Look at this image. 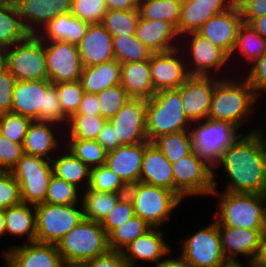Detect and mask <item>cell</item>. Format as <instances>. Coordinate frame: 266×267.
<instances>
[{
    "mask_svg": "<svg viewBox=\"0 0 266 267\" xmlns=\"http://www.w3.org/2000/svg\"><path fill=\"white\" fill-rule=\"evenodd\" d=\"M70 154L58 157L52 162L53 175L79 187L82 179L87 178V187L90 182V168L81 160L76 158L72 152Z\"/></svg>",
    "mask_w": 266,
    "mask_h": 267,
    "instance_id": "74e56055",
    "label": "cell"
},
{
    "mask_svg": "<svg viewBox=\"0 0 266 267\" xmlns=\"http://www.w3.org/2000/svg\"><path fill=\"white\" fill-rule=\"evenodd\" d=\"M82 198L83 216L86 219L102 223L119 199L127 193H110L91 190L86 187Z\"/></svg>",
    "mask_w": 266,
    "mask_h": 267,
    "instance_id": "e575fe53",
    "label": "cell"
},
{
    "mask_svg": "<svg viewBox=\"0 0 266 267\" xmlns=\"http://www.w3.org/2000/svg\"><path fill=\"white\" fill-rule=\"evenodd\" d=\"M44 158L24 154L10 171L19 183L23 203L37 205L45 202L53 175L52 164Z\"/></svg>",
    "mask_w": 266,
    "mask_h": 267,
    "instance_id": "9c48e42d",
    "label": "cell"
},
{
    "mask_svg": "<svg viewBox=\"0 0 266 267\" xmlns=\"http://www.w3.org/2000/svg\"><path fill=\"white\" fill-rule=\"evenodd\" d=\"M243 23L248 24L254 18L266 15V0H237Z\"/></svg>",
    "mask_w": 266,
    "mask_h": 267,
    "instance_id": "680465c9",
    "label": "cell"
},
{
    "mask_svg": "<svg viewBox=\"0 0 266 267\" xmlns=\"http://www.w3.org/2000/svg\"><path fill=\"white\" fill-rule=\"evenodd\" d=\"M238 128L226 121L207 118L191 132L193 150L214 166L224 151L241 136L236 132Z\"/></svg>",
    "mask_w": 266,
    "mask_h": 267,
    "instance_id": "8fae6325",
    "label": "cell"
},
{
    "mask_svg": "<svg viewBox=\"0 0 266 267\" xmlns=\"http://www.w3.org/2000/svg\"><path fill=\"white\" fill-rule=\"evenodd\" d=\"M97 97L101 116L106 120L111 119L130 98L120 84L106 88Z\"/></svg>",
    "mask_w": 266,
    "mask_h": 267,
    "instance_id": "bcb514c9",
    "label": "cell"
},
{
    "mask_svg": "<svg viewBox=\"0 0 266 267\" xmlns=\"http://www.w3.org/2000/svg\"><path fill=\"white\" fill-rule=\"evenodd\" d=\"M188 121L178 89L159 91L147 100L146 136L149 142L166 134L186 131Z\"/></svg>",
    "mask_w": 266,
    "mask_h": 267,
    "instance_id": "277c9868",
    "label": "cell"
},
{
    "mask_svg": "<svg viewBox=\"0 0 266 267\" xmlns=\"http://www.w3.org/2000/svg\"><path fill=\"white\" fill-rule=\"evenodd\" d=\"M221 247L228 262H237L238 254L250 256L253 262L258 254L262 234L266 229H247L218 226Z\"/></svg>",
    "mask_w": 266,
    "mask_h": 267,
    "instance_id": "ac0fdd59",
    "label": "cell"
},
{
    "mask_svg": "<svg viewBox=\"0 0 266 267\" xmlns=\"http://www.w3.org/2000/svg\"><path fill=\"white\" fill-rule=\"evenodd\" d=\"M107 10H138L139 0H105Z\"/></svg>",
    "mask_w": 266,
    "mask_h": 267,
    "instance_id": "be15d7a7",
    "label": "cell"
},
{
    "mask_svg": "<svg viewBox=\"0 0 266 267\" xmlns=\"http://www.w3.org/2000/svg\"><path fill=\"white\" fill-rule=\"evenodd\" d=\"M181 3L172 0H139L138 10L141 18L169 22L178 33Z\"/></svg>",
    "mask_w": 266,
    "mask_h": 267,
    "instance_id": "d590c367",
    "label": "cell"
},
{
    "mask_svg": "<svg viewBox=\"0 0 266 267\" xmlns=\"http://www.w3.org/2000/svg\"><path fill=\"white\" fill-rule=\"evenodd\" d=\"M219 201L218 226L266 229V194L224 191Z\"/></svg>",
    "mask_w": 266,
    "mask_h": 267,
    "instance_id": "5b68a950",
    "label": "cell"
},
{
    "mask_svg": "<svg viewBox=\"0 0 266 267\" xmlns=\"http://www.w3.org/2000/svg\"><path fill=\"white\" fill-rule=\"evenodd\" d=\"M175 53L177 47L171 51L153 53L149 59L151 82L155 93L178 89L190 77L182 62L173 56Z\"/></svg>",
    "mask_w": 266,
    "mask_h": 267,
    "instance_id": "e0dca14e",
    "label": "cell"
},
{
    "mask_svg": "<svg viewBox=\"0 0 266 267\" xmlns=\"http://www.w3.org/2000/svg\"><path fill=\"white\" fill-rule=\"evenodd\" d=\"M20 187L10 171L0 172V210L20 204Z\"/></svg>",
    "mask_w": 266,
    "mask_h": 267,
    "instance_id": "db71d44e",
    "label": "cell"
},
{
    "mask_svg": "<svg viewBox=\"0 0 266 267\" xmlns=\"http://www.w3.org/2000/svg\"><path fill=\"white\" fill-rule=\"evenodd\" d=\"M153 143L170 163L176 162L193 151L191 133H187V130L160 136Z\"/></svg>",
    "mask_w": 266,
    "mask_h": 267,
    "instance_id": "60d3db41",
    "label": "cell"
},
{
    "mask_svg": "<svg viewBox=\"0 0 266 267\" xmlns=\"http://www.w3.org/2000/svg\"><path fill=\"white\" fill-rule=\"evenodd\" d=\"M139 19V10H107L101 24L112 37H129L135 35Z\"/></svg>",
    "mask_w": 266,
    "mask_h": 267,
    "instance_id": "f35d334b",
    "label": "cell"
},
{
    "mask_svg": "<svg viewBox=\"0 0 266 267\" xmlns=\"http://www.w3.org/2000/svg\"><path fill=\"white\" fill-rule=\"evenodd\" d=\"M82 267H129L122 252L109 250L106 254L90 259Z\"/></svg>",
    "mask_w": 266,
    "mask_h": 267,
    "instance_id": "91938a15",
    "label": "cell"
},
{
    "mask_svg": "<svg viewBox=\"0 0 266 267\" xmlns=\"http://www.w3.org/2000/svg\"><path fill=\"white\" fill-rule=\"evenodd\" d=\"M253 63L254 65L251 67L246 79L252 86L256 96H259V90H266V53Z\"/></svg>",
    "mask_w": 266,
    "mask_h": 267,
    "instance_id": "6f0895ef",
    "label": "cell"
},
{
    "mask_svg": "<svg viewBox=\"0 0 266 267\" xmlns=\"http://www.w3.org/2000/svg\"><path fill=\"white\" fill-rule=\"evenodd\" d=\"M152 227L139 216L134 215L131 219L114 228L108 236V246L112 251H122L128 244L139 236L144 235Z\"/></svg>",
    "mask_w": 266,
    "mask_h": 267,
    "instance_id": "8d00e7d4",
    "label": "cell"
},
{
    "mask_svg": "<svg viewBox=\"0 0 266 267\" xmlns=\"http://www.w3.org/2000/svg\"><path fill=\"white\" fill-rule=\"evenodd\" d=\"M237 48L243 56L255 62L266 53V39L258 35L248 24L243 23L238 30L234 51Z\"/></svg>",
    "mask_w": 266,
    "mask_h": 267,
    "instance_id": "b9f144b4",
    "label": "cell"
},
{
    "mask_svg": "<svg viewBox=\"0 0 266 267\" xmlns=\"http://www.w3.org/2000/svg\"><path fill=\"white\" fill-rule=\"evenodd\" d=\"M6 232L4 210H0V235Z\"/></svg>",
    "mask_w": 266,
    "mask_h": 267,
    "instance_id": "89a4df30",
    "label": "cell"
},
{
    "mask_svg": "<svg viewBox=\"0 0 266 267\" xmlns=\"http://www.w3.org/2000/svg\"><path fill=\"white\" fill-rule=\"evenodd\" d=\"M7 263L5 267H15L8 259H6Z\"/></svg>",
    "mask_w": 266,
    "mask_h": 267,
    "instance_id": "8c879c8a",
    "label": "cell"
},
{
    "mask_svg": "<svg viewBox=\"0 0 266 267\" xmlns=\"http://www.w3.org/2000/svg\"><path fill=\"white\" fill-rule=\"evenodd\" d=\"M77 187L52 175L44 203L70 205L77 204Z\"/></svg>",
    "mask_w": 266,
    "mask_h": 267,
    "instance_id": "f907efd6",
    "label": "cell"
},
{
    "mask_svg": "<svg viewBox=\"0 0 266 267\" xmlns=\"http://www.w3.org/2000/svg\"><path fill=\"white\" fill-rule=\"evenodd\" d=\"M48 80L52 84L80 80L83 65L76 44L51 41L44 46Z\"/></svg>",
    "mask_w": 266,
    "mask_h": 267,
    "instance_id": "5bb4252c",
    "label": "cell"
},
{
    "mask_svg": "<svg viewBox=\"0 0 266 267\" xmlns=\"http://www.w3.org/2000/svg\"><path fill=\"white\" fill-rule=\"evenodd\" d=\"M107 12L105 0H72L71 14L82 21L92 24H101Z\"/></svg>",
    "mask_w": 266,
    "mask_h": 267,
    "instance_id": "681fc988",
    "label": "cell"
},
{
    "mask_svg": "<svg viewBox=\"0 0 266 267\" xmlns=\"http://www.w3.org/2000/svg\"><path fill=\"white\" fill-rule=\"evenodd\" d=\"M113 51L115 60L120 64L147 61L153 54L135 35L129 37H113Z\"/></svg>",
    "mask_w": 266,
    "mask_h": 267,
    "instance_id": "ab89813d",
    "label": "cell"
},
{
    "mask_svg": "<svg viewBox=\"0 0 266 267\" xmlns=\"http://www.w3.org/2000/svg\"><path fill=\"white\" fill-rule=\"evenodd\" d=\"M191 34L193 35L191 53L196 67L187 71L190 76H209L207 73L209 68L214 67L218 70L230 58L222 49L197 32Z\"/></svg>",
    "mask_w": 266,
    "mask_h": 267,
    "instance_id": "f1b7e54d",
    "label": "cell"
},
{
    "mask_svg": "<svg viewBox=\"0 0 266 267\" xmlns=\"http://www.w3.org/2000/svg\"><path fill=\"white\" fill-rule=\"evenodd\" d=\"M84 92L98 94L106 88L120 84L121 64L111 60L99 65L85 67L80 76Z\"/></svg>",
    "mask_w": 266,
    "mask_h": 267,
    "instance_id": "f546056e",
    "label": "cell"
},
{
    "mask_svg": "<svg viewBox=\"0 0 266 267\" xmlns=\"http://www.w3.org/2000/svg\"><path fill=\"white\" fill-rule=\"evenodd\" d=\"M248 25L261 37L266 39V15L252 19Z\"/></svg>",
    "mask_w": 266,
    "mask_h": 267,
    "instance_id": "03108f58",
    "label": "cell"
},
{
    "mask_svg": "<svg viewBox=\"0 0 266 267\" xmlns=\"http://www.w3.org/2000/svg\"><path fill=\"white\" fill-rule=\"evenodd\" d=\"M256 98L246 78L241 83L232 80H216L207 118L226 121L240 127L244 121H247L245 118L251 112V106Z\"/></svg>",
    "mask_w": 266,
    "mask_h": 267,
    "instance_id": "3957f363",
    "label": "cell"
},
{
    "mask_svg": "<svg viewBox=\"0 0 266 267\" xmlns=\"http://www.w3.org/2000/svg\"><path fill=\"white\" fill-rule=\"evenodd\" d=\"M156 267H190L181 257L175 259H164L156 263Z\"/></svg>",
    "mask_w": 266,
    "mask_h": 267,
    "instance_id": "003e7915",
    "label": "cell"
},
{
    "mask_svg": "<svg viewBox=\"0 0 266 267\" xmlns=\"http://www.w3.org/2000/svg\"><path fill=\"white\" fill-rule=\"evenodd\" d=\"M35 212L36 241L54 245L84 218L83 210L77 209L76 204L41 203L35 205Z\"/></svg>",
    "mask_w": 266,
    "mask_h": 267,
    "instance_id": "ba28073f",
    "label": "cell"
},
{
    "mask_svg": "<svg viewBox=\"0 0 266 267\" xmlns=\"http://www.w3.org/2000/svg\"><path fill=\"white\" fill-rule=\"evenodd\" d=\"M24 155L23 144L8 140L0 134V170L11 171Z\"/></svg>",
    "mask_w": 266,
    "mask_h": 267,
    "instance_id": "11a10c76",
    "label": "cell"
},
{
    "mask_svg": "<svg viewBox=\"0 0 266 267\" xmlns=\"http://www.w3.org/2000/svg\"><path fill=\"white\" fill-rule=\"evenodd\" d=\"M151 142L135 145H121L107 152L105 165L127 185L139 182L144 151Z\"/></svg>",
    "mask_w": 266,
    "mask_h": 267,
    "instance_id": "ffe728a7",
    "label": "cell"
},
{
    "mask_svg": "<svg viewBox=\"0 0 266 267\" xmlns=\"http://www.w3.org/2000/svg\"><path fill=\"white\" fill-rule=\"evenodd\" d=\"M49 122L32 121L28 127L23 143L24 154L52 160L48 152L57 147Z\"/></svg>",
    "mask_w": 266,
    "mask_h": 267,
    "instance_id": "d6a6232c",
    "label": "cell"
},
{
    "mask_svg": "<svg viewBox=\"0 0 266 267\" xmlns=\"http://www.w3.org/2000/svg\"><path fill=\"white\" fill-rule=\"evenodd\" d=\"M180 257L190 267H223L228 263L222 252L217 222L186 239Z\"/></svg>",
    "mask_w": 266,
    "mask_h": 267,
    "instance_id": "7c38bea8",
    "label": "cell"
},
{
    "mask_svg": "<svg viewBox=\"0 0 266 267\" xmlns=\"http://www.w3.org/2000/svg\"><path fill=\"white\" fill-rule=\"evenodd\" d=\"M28 35L13 0H0V47L9 49Z\"/></svg>",
    "mask_w": 266,
    "mask_h": 267,
    "instance_id": "1f68e13d",
    "label": "cell"
},
{
    "mask_svg": "<svg viewBox=\"0 0 266 267\" xmlns=\"http://www.w3.org/2000/svg\"><path fill=\"white\" fill-rule=\"evenodd\" d=\"M139 182L175 193L172 165L154 143L144 151Z\"/></svg>",
    "mask_w": 266,
    "mask_h": 267,
    "instance_id": "d4e9b609",
    "label": "cell"
},
{
    "mask_svg": "<svg viewBox=\"0 0 266 267\" xmlns=\"http://www.w3.org/2000/svg\"><path fill=\"white\" fill-rule=\"evenodd\" d=\"M253 263L255 267H266V231L262 234L258 254Z\"/></svg>",
    "mask_w": 266,
    "mask_h": 267,
    "instance_id": "e7e4bbea",
    "label": "cell"
},
{
    "mask_svg": "<svg viewBox=\"0 0 266 267\" xmlns=\"http://www.w3.org/2000/svg\"><path fill=\"white\" fill-rule=\"evenodd\" d=\"M32 120L28 117L8 112L0 115V134L10 141L24 143Z\"/></svg>",
    "mask_w": 266,
    "mask_h": 267,
    "instance_id": "c3c4849f",
    "label": "cell"
},
{
    "mask_svg": "<svg viewBox=\"0 0 266 267\" xmlns=\"http://www.w3.org/2000/svg\"><path fill=\"white\" fill-rule=\"evenodd\" d=\"M107 152L115 150L117 147L121 146L119 139L116 138L115 131L112 125L106 121L102 129L99 131L96 140Z\"/></svg>",
    "mask_w": 266,
    "mask_h": 267,
    "instance_id": "94428289",
    "label": "cell"
},
{
    "mask_svg": "<svg viewBox=\"0 0 266 267\" xmlns=\"http://www.w3.org/2000/svg\"><path fill=\"white\" fill-rule=\"evenodd\" d=\"M155 229L151 228L121 251L129 267H135V259L158 263L160 258L162 259L165 254L171 251L162 239V232Z\"/></svg>",
    "mask_w": 266,
    "mask_h": 267,
    "instance_id": "4316f807",
    "label": "cell"
},
{
    "mask_svg": "<svg viewBox=\"0 0 266 267\" xmlns=\"http://www.w3.org/2000/svg\"><path fill=\"white\" fill-rule=\"evenodd\" d=\"M77 46L83 68L115 60L113 37L102 24L89 25Z\"/></svg>",
    "mask_w": 266,
    "mask_h": 267,
    "instance_id": "44dd1931",
    "label": "cell"
},
{
    "mask_svg": "<svg viewBox=\"0 0 266 267\" xmlns=\"http://www.w3.org/2000/svg\"><path fill=\"white\" fill-rule=\"evenodd\" d=\"M88 188L99 192H128V186L106 165L90 169V182Z\"/></svg>",
    "mask_w": 266,
    "mask_h": 267,
    "instance_id": "ee69618b",
    "label": "cell"
},
{
    "mask_svg": "<svg viewBox=\"0 0 266 267\" xmlns=\"http://www.w3.org/2000/svg\"><path fill=\"white\" fill-rule=\"evenodd\" d=\"M133 203L128 194H124L101 223L108 235L114 228L128 221L134 216Z\"/></svg>",
    "mask_w": 266,
    "mask_h": 267,
    "instance_id": "f5cc1de1",
    "label": "cell"
},
{
    "mask_svg": "<svg viewBox=\"0 0 266 267\" xmlns=\"http://www.w3.org/2000/svg\"><path fill=\"white\" fill-rule=\"evenodd\" d=\"M43 37L29 34L7 51V70L17 81L48 79Z\"/></svg>",
    "mask_w": 266,
    "mask_h": 267,
    "instance_id": "30bf717a",
    "label": "cell"
},
{
    "mask_svg": "<svg viewBox=\"0 0 266 267\" xmlns=\"http://www.w3.org/2000/svg\"><path fill=\"white\" fill-rule=\"evenodd\" d=\"M172 1L182 2L183 0H172Z\"/></svg>",
    "mask_w": 266,
    "mask_h": 267,
    "instance_id": "34e18365",
    "label": "cell"
},
{
    "mask_svg": "<svg viewBox=\"0 0 266 267\" xmlns=\"http://www.w3.org/2000/svg\"><path fill=\"white\" fill-rule=\"evenodd\" d=\"M88 26V23L67 13L49 21L44 29L49 41H64L78 45L85 36Z\"/></svg>",
    "mask_w": 266,
    "mask_h": 267,
    "instance_id": "4dcf8cb0",
    "label": "cell"
},
{
    "mask_svg": "<svg viewBox=\"0 0 266 267\" xmlns=\"http://www.w3.org/2000/svg\"><path fill=\"white\" fill-rule=\"evenodd\" d=\"M242 24L243 19L236 4L233 8L211 17L197 33L230 57L234 52L238 30Z\"/></svg>",
    "mask_w": 266,
    "mask_h": 267,
    "instance_id": "2e32d148",
    "label": "cell"
},
{
    "mask_svg": "<svg viewBox=\"0 0 266 267\" xmlns=\"http://www.w3.org/2000/svg\"><path fill=\"white\" fill-rule=\"evenodd\" d=\"M13 2L27 32L36 34L35 28L29 25L30 22L44 27L55 17L70 13L72 0H13Z\"/></svg>",
    "mask_w": 266,
    "mask_h": 267,
    "instance_id": "7402d4cb",
    "label": "cell"
},
{
    "mask_svg": "<svg viewBox=\"0 0 266 267\" xmlns=\"http://www.w3.org/2000/svg\"><path fill=\"white\" fill-rule=\"evenodd\" d=\"M69 118L63 113L59 102L57 88L55 84H51L44 94V109H40L38 121L41 122H61Z\"/></svg>",
    "mask_w": 266,
    "mask_h": 267,
    "instance_id": "816d5d0a",
    "label": "cell"
},
{
    "mask_svg": "<svg viewBox=\"0 0 266 267\" xmlns=\"http://www.w3.org/2000/svg\"><path fill=\"white\" fill-rule=\"evenodd\" d=\"M176 36H178L177 30L169 22L141 17L135 31V37L153 53L176 49L170 43Z\"/></svg>",
    "mask_w": 266,
    "mask_h": 267,
    "instance_id": "484cf974",
    "label": "cell"
},
{
    "mask_svg": "<svg viewBox=\"0 0 266 267\" xmlns=\"http://www.w3.org/2000/svg\"><path fill=\"white\" fill-rule=\"evenodd\" d=\"M211 76H190L178 90L181 93L183 111L190 121L200 122L207 119L216 85Z\"/></svg>",
    "mask_w": 266,
    "mask_h": 267,
    "instance_id": "9a60e30c",
    "label": "cell"
},
{
    "mask_svg": "<svg viewBox=\"0 0 266 267\" xmlns=\"http://www.w3.org/2000/svg\"><path fill=\"white\" fill-rule=\"evenodd\" d=\"M65 267H82L81 265H65Z\"/></svg>",
    "mask_w": 266,
    "mask_h": 267,
    "instance_id": "753ad0ef",
    "label": "cell"
},
{
    "mask_svg": "<svg viewBox=\"0 0 266 267\" xmlns=\"http://www.w3.org/2000/svg\"><path fill=\"white\" fill-rule=\"evenodd\" d=\"M69 151L91 168L105 165L107 151L96 140L71 139Z\"/></svg>",
    "mask_w": 266,
    "mask_h": 267,
    "instance_id": "7bdbcfd3",
    "label": "cell"
},
{
    "mask_svg": "<svg viewBox=\"0 0 266 267\" xmlns=\"http://www.w3.org/2000/svg\"><path fill=\"white\" fill-rule=\"evenodd\" d=\"M52 83L48 79L16 81L11 112L38 121L40 109H44L45 90Z\"/></svg>",
    "mask_w": 266,
    "mask_h": 267,
    "instance_id": "cb8c5ba5",
    "label": "cell"
},
{
    "mask_svg": "<svg viewBox=\"0 0 266 267\" xmlns=\"http://www.w3.org/2000/svg\"><path fill=\"white\" fill-rule=\"evenodd\" d=\"M8 49L0 47V73L7 70V51Z\"/></svg>",
    "mask_w": 266,
    "mask_h": 267,
    "instance_id": "a7ac6f4b",
    "label": "cell"
},
{
    "mask_svg": "<svg viewBox=\"0 0 266 267\" xmlns=\"http://www.w3.org/2000/svg\"><path fill=\"white\" fill-rule=\"evenodd\" d=\"M249 267H255L253 262H249ZM223 267H247L244 264H241L239 261L237 262H228Z\"/></svg>",
    "mask_w": 266,
    "mask_h": 267,
    "instance_id": "2644e50d",
    "label": "cell"
},
{
    "mask_svg": "<svg viewBox=\"0 0 266 267\" xmlns=\"http://www.w3.org/2000/svg\"><path fill=\"white\" fill-rule=\"evenodd\" d=\"M107 120L102 116L73 114L70 122V139L97 140L99 131Z\"/></svg>",
    "mask_w": 266,
    "mask_h": 267,
    "instance_id": "f6af8a7d",
    "label": "cell"
},
{
    "mask_svg": "<svg viewBox=\"0 0 266 267\" xmlns=\"http://www.w3.org/2000/svg\"><path fill=\"white\" fill-rule=\"evenodd\" d=\"M15 77L5 70L0 73V115L11 112Z\"/></svg>",
    "mask_w": 266,
    "mask_h": 267,
    "instance_id": "9f6ffc18",
    "label": "cell"
},
{
    "mask_svg": "<svg viewBox=\"0 0 266 267\" xmlns=\"http://www.w3.org/2000/svg\"><path fill=\"white\" fill-rule=\"evenodd\" d=\"M260 133L258 129L241 135L213 166L223 164L229 175L226 191L266 194V138Z\"/></svg>",
    "mask_w": 266,
    "mask_h": 267,
    "instance_id": "6da1fadb",
    "label": "cell"
},
{
    "mask_svg": "<svg viewBox=\"0 0 266 267\" xmlns=\"http://www.w3.org/2000/svg\"><path fill=\"white\" fill-rule=\"evenodd\" d=\"M65 265H81L106 254L108 236L101 223L83 218L56 245Z\"/></svg>",
    "mask_w": 266,
    "mask_h": 267,
    "instance_id": "7a4b0ae2",
    "label": "cell"
},
{
    "mask_svg": "<svg viewBox=\"0 0 266 267\" xmlns=\"http://www.w3.org/2000/svg\"><path fill=\"white\" fill-rule=\"evenodd\" d=\"M15 267H65L62 257L54 244L31 242L13 247L4 252Z\"/></svg>",
    "mask_w": 266,
    "mask_h": 267,
    "instance_id": "603a6c76",
    "label": "cell"
},
{
    "mask_svg": "<svg viewBox=\"0 0 266 267\" xmlns=\"http://www.w3.org/2000/svg\"><path fill=\"white\" fill-rule=\"evenodd\" d=\"M75 114L101 116L97 94L84 92L79 108Z\"/></svg>",
    "mask_w": 266,
    "mask_h": 267,
    "instance_id": "6125c7cd",
    "label": "cell"
},
{
    "mask_svg": "<svg viewBox=\"0 0 266 267\" xmlns=\"http://www.w3.org/2000/svg\"><path fill=\"white\" fill-rule=\"evenodd\" d=\"M146 111L147 100L129 98L122 108L107 120L122 145H135L147 141Z\"/></svg>",
    "mask_w": 266,
    "mask_h": 267,
    "instance_id": "4fadbf2b",
    "label": "cell"
},
{
    "mask_svg": "<svg viewBox=\"0 0 266 267\" xmlns=\"http://www.w3.org/2000/svg\"><path fill=\"white\" fill-rule=\"evenodd\" d=\"M236 1L183 0L178 23V34L198 32L211 17L233 8L236 5Z\"/></svg>",
    "mask_w": 266,
    "mask_h": 267,
    "instance_id": "d6986e66",
    "label": "cell"
},
{
    "mask_svg": "<svg viewBox=\"0 0 266 267\" xmlns=\"http://www.w3.org/2000/svg\"><path fill=\"white\" fill-rule=\"evenodd\" d=\"M31 208L34 209V215ZM21 202L18 205L4 209L6 232L13 235H28V242L36 241V212L35 206Z\"/></svg>",
    "mask_w": 266,
    "mask_h": 267,
    "instance_id": "836d02e7",
    "label": "cell"
},
{
    "mask_svg": "<svg viewBox=\"0 0 266 267\" xmlns=\"http://www.w3.org/2000/svg\"><path fill=\"white\" fill-rule=\"evenodd\" d=\"M127 194L132 200L134 214L152 228L169 220L171 211L181 202L172 191L141 182L128 186Z\"/></svg>",
    "mask_w": 266,
    "mask_h": 267,
    "instance_id": "52a82bcc",
    "label": "cell"
},
{
    "mask_svg": "<svg viewBox=\"0 0 266 267\" xmlns=\"http://www.w3.org/2000/svg\"><path fill=\"white\" fill-rule=\"evenodd\" d=\"M120 85L130 98L151 99L155 90L151 82L149 60L121 64Z\"/></svg>",
    "mask_w": 266,
    "mask_h": 267,
    "instance_id": "83f0119b",
    "label": "cell"
},
{
    "mask_svg": "<svg viewBox=\"0 0 266 267\" xmlns=\"http://www.w3.org/2000/svg\"><path fill=\"white\" fill-rule=\"evenodd\" d=\"M55 86L62 111L70 118L77 112L84 94L81 82L80 80L60 82L55 84Z\"/></svg>",
    "mask_w": 266,
    "mask_h": 267,
    "instance_id": "7dc6e473",
    "label": "cell"
},
{
    "mask_svg": "<svg viewBox=\"0 0 266 267\" xmlns=\"http://www.w3.org/2000/svg\"><path fill=\"white\" fill-rule=\"evenodd\" d=\"M206 161V162H205ZM175 182V194L182 200L184 196L196 194H216L213 166L195 150L171 163Z\"/></svg>",
    "mask_w": 266,
    "mask_h": 267,
    "instance_id": "8992f818",
    "label": "cell"
}]
</instances>
